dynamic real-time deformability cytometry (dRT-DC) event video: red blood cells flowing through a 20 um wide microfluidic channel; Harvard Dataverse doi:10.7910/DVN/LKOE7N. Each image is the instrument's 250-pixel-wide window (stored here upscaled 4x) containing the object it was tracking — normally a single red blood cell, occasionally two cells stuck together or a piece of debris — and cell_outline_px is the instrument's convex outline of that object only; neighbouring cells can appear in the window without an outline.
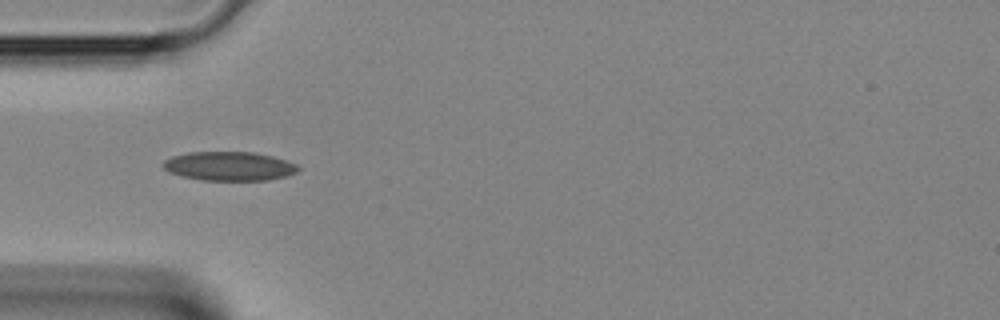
{"species": "Egyptian fruit bat (a non-hibernating species)", "species_latin": "Rousettus aegyptiacus", "temperature_condition": "room temperature", "stored_images_in_passage": 1, "camera_frame_rate_fps": 3000, "um_per_image_px": 0.085, "animal": {"sex": "female"}, "frame": {"image": 1, "passage_image": 1, "time_ms": 0.0, "image_size_px": [1000, 320], "cell_outline_px": [[300, 168], [296, 172], [288, 176], [268, 180], [200, 180], [168, 172], [164, 168], [164, 160], [172, 156], [188, 152], [256, 152], [272, 156], [296, 164]], "centroid_in_image_um": [19.49, 14.12], "position_along_channel_um": 65.5, "area_um2": 22.77}}